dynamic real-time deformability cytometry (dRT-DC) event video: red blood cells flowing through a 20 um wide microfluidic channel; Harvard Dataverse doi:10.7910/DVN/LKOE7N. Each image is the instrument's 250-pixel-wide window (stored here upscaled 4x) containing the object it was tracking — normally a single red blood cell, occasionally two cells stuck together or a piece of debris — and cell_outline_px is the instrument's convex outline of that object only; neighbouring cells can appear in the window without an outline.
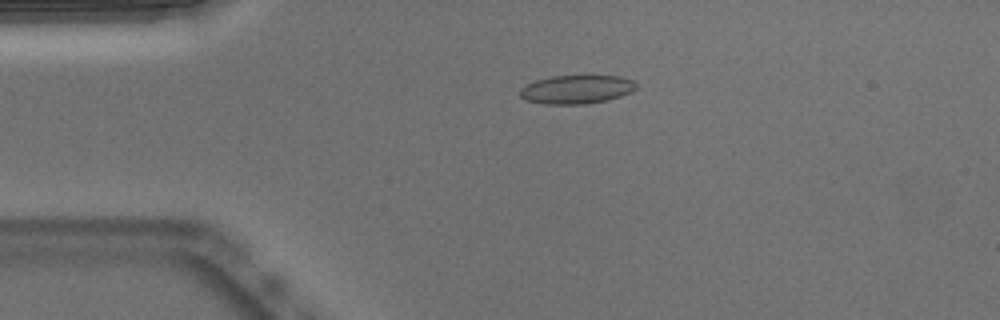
{"species": "Egyptian fruit bat (a non-hibernating species)", "species_latin": "Rousettus aegyptiacus", "temperature_condition": "warm", "stored_images_in_passage": 52, "camera_frame_rate_fps": 3000, "um_per_image_px": 0.085, "animal": {"sex": "male"}, "frame": {"image": 1, "passage_image": 11, "time_ms": 3.333, "image_size_px": [1000, 320], "cell_outline_px": [[636, 88], [632, 92], [608, 100], [584, 104], [544, 104], [524, 100], [520, 96], [520, 88], [536, 80], [552, 76], [592, 72], [620, 76], [632, 80], [636, 84]], "centroid_in_image_um": [49.04, 7.54], "position_along_channel_um": 36.0, "area_um2": 20.35}}
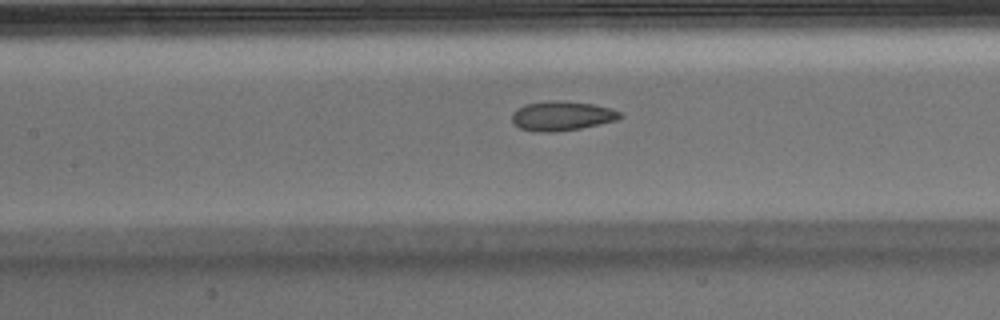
{"frame": {"image": 2, "passage_image": 23, "time_ms": 7.333, "image_size_px": [1000, 320], "cell_outline_px": [[624, 116], [616, 120], [580, 128], [552, 132], [540, 132], [520, 128], [512, 124], [512, 112], [516, 108], [524, 104], [548, 100], [552, 100], [592, 104], [612, 108], [620, 112]], "centroid_in_image_um": [47.72, 9.84], "position_along_channel_um": 159.7, "area_um2": 18.55}}
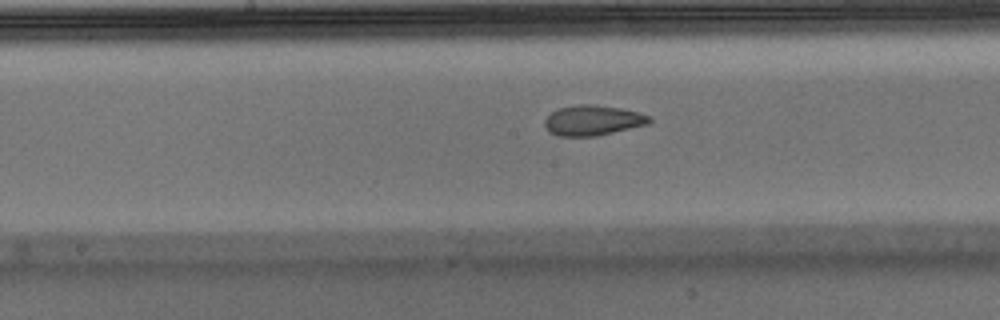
{"frame": {"image": 3, "passage_image": 26, "time_ms": 8.333, "image_size_px": [1000, 320], "cell_outline_px": [[652, 120], [648, 124], [596, 136], [556, 136], [548, 132], [544, 124], [544, 120], [552, 112], [560, 108], [576, 104], [592, 104], [620, 108], [640, 112], [652, 116]], "centroid_in_image_um": [50.39, 10.23], "position_along_channel_um": 197.8, "area_um2": 18.55}, "authors_computed_cell_mechanics": {"area_um2": 19.4497, "velocity_mm_per_s": 3.8182, "shape_relaxation_time_tau1_ms": null, "shape_relaxation_time_tau2_ms": 1.5612, "deformation_change_tau1": null, "deformation_change_tau2": 0.0666}}